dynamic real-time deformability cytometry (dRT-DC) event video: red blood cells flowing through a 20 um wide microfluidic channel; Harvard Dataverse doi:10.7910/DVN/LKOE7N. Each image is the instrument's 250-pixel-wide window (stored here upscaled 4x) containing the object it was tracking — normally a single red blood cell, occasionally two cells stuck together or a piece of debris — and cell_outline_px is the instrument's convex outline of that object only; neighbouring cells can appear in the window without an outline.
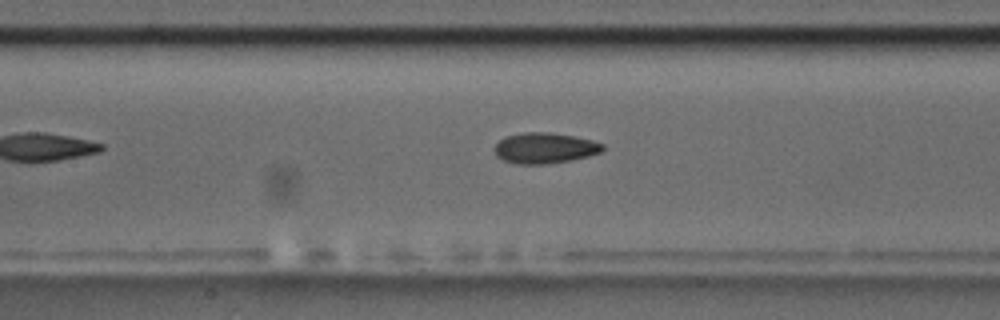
{"species": "common noctule bat (a hibernating species)", "species_latin": "Nyctalus noctula", "temperature_condition": "room temperature", "stored_images_in_passage": 8, "camera_frame_rate_fps": 3000, "um_per_image_px": 0.085, "animal": {"sex": "male", "body_mass_g": 17.5, "forearm_length_mm": 52.3}, "frame": {"image": 1, "passage_image": 7, "time_ms": 7.0, "image_size_px": [1000, 320], "cell_outline_px": [[604, 148], [600, 152], [588, 156], [572, 160], [544, 164], [516, 164], [504, 160], [496, 156], [496, 144], [504, 136], [524, 132], [548, 132], [576, 136], [592, 140], [604, 144]], "centroid_in_image_um": [46.31, 12.58], "position_along_channel_um": 161.1, "area_um2": 19.36}}
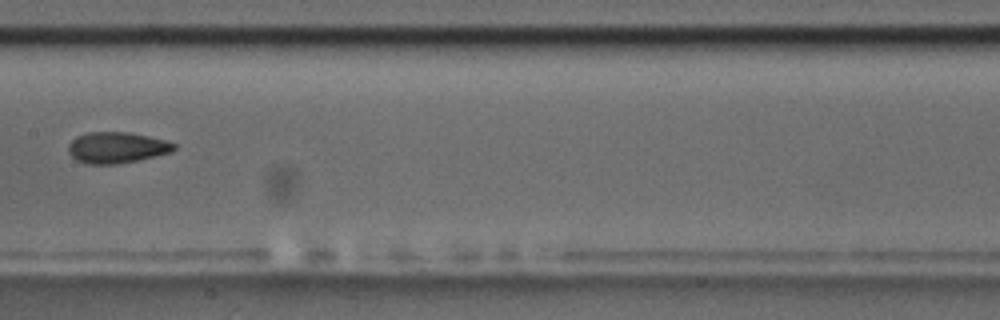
{"frame": {"image": 2, "passage_image": 8, "time_ms": 8.0, "image_size_px": [1000, 320], "cell_outline_px": [[176, 148], [172, 152], [136, 160], [116, 164], [84, 164], [76, 160], [68, 152], [68, 144], [76, 136], [88, 132], [128, 132], [148, 136], [164, 140], [176, 144]], "centroid_in_image_um": [9.89, 12.54], "position_along_channel_um": 197.5, "area_um2": 19.13}}